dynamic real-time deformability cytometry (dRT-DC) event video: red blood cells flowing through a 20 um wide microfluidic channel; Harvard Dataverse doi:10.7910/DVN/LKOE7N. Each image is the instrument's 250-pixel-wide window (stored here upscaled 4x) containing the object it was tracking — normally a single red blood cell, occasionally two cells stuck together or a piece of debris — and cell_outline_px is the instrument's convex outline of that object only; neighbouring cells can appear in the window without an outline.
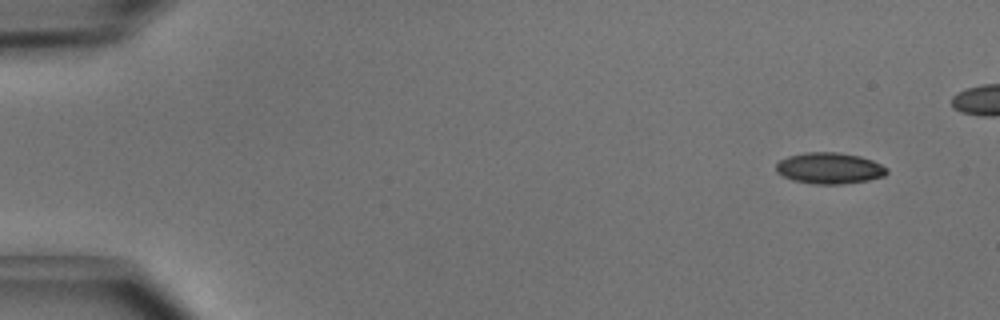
{"species": "common noctule bat (a hibernating species)", "species_latin": "Nyctalus noctula", "temperature_condition": "cold", "stored_images_in_passage": 5, "camera_frame_rate_fps": 3000, "um_per_image_px": 0.085, "animal": {"sex": "male", "body_mass_g": 15.6}, "frame": {"image": 1, "passage_image": 1, "time_ms": 0.0, "image_size_px": [1000, 320], "cell_outline_px": [[888, 172], [884, 176], [868, 180], [840, 184], [812, 184], [792, 180], [776, 172], [776, 164], [780, 160], [788, 156], [804, 152], [836, 152], [860, 156], [872, 160], [888, 168]], "centroid_in_image_um": [70.49, 14.29], "position_along_channel_um": 14.5, "area_um2": 20.17}}